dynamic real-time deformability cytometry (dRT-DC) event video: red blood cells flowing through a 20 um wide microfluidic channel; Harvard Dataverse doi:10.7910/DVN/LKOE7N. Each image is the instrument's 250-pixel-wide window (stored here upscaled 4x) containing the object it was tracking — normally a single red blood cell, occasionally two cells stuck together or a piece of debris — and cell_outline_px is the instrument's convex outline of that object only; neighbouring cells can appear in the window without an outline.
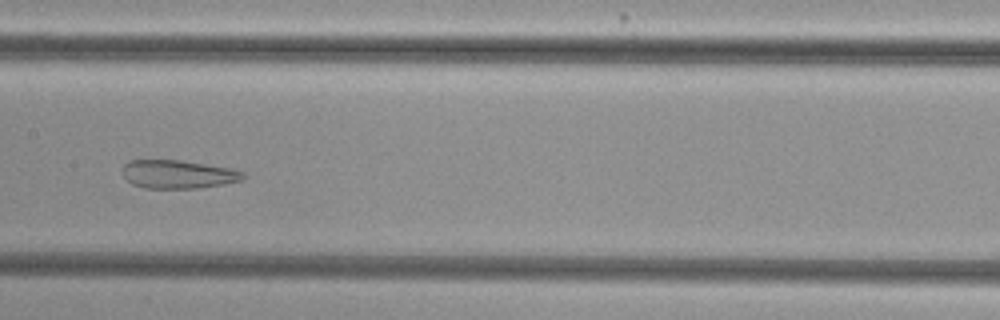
{"species": "common noctule bat (a hibernating species)", "species_latin": "Nyctalus noctula", "temperature_condition": "cold", "stored_images_in_passage": 42, "camera_frame_rate_fps": 3000, "um_per_image_px": 0.085, "animal": {"sex": "female", "body_mass_g": 29.2, "forearm_length_mm": 56.3}, "frame": {"image": 1, "passage_image": 16, "time_ms": 5.0, "image_size_px": [1000, 320], "cell_outline_px": [[248, 176], [244, 180], [224, 184], [200, 188], [144, 188], [132, 184], [120, 172], [124, 164], [132, 160], [180, 160], [232, 168], [244, 172]], "centroid_in_image_um": [15.17, 14.81], "position_along_channel_um": 192.2, "area_um2": 20.23}}
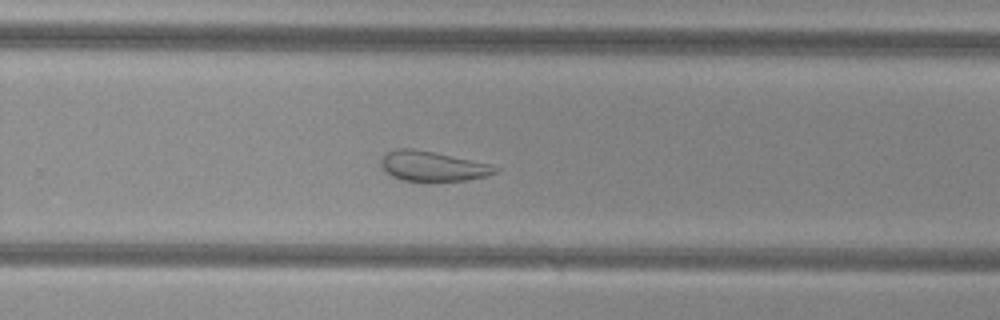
{"frame": {"image": 2, "passage_image": 24, "time_ms": 7.667, "image_size_px": [1000, 320], "cell_outline_px": [[500, 168], [496, 172], [484, 176], [468, 180], [400, 180], [392, 176], [380, 164], [380, 160], [384, 152], [396, 148], [412, 148], [492, 164]], "centroid_in_image_um": [36.74, 14.1], "position_along_channel_um": 293.1, "area_um2": 19.65}}
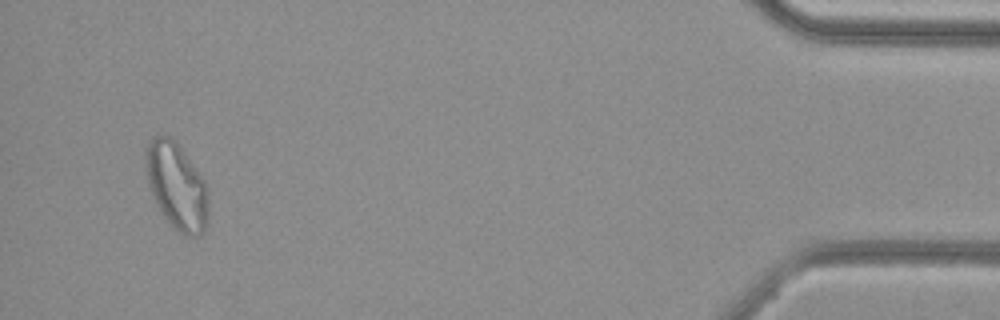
{"frame": {"image": 3, "passage_image": 40, "time_ms": 13.0, "image_size_px": [1000, 320], "cell_outline_px": [[208, 220], [204, 232], [200, 236], [184, 236], [160, 212], [152, 196], [148, 184], [144, 164], [144, 152], [148, 144], [156, 136], [172, 136], [184, 152], [204, 180], [208, 192]], "centroid_in_image_um": [15.01, 15.82], "position_along_channel_um": 420.2, "area_um2": 31.79}, "authors_computed_cell_mechanics": {"area_um2": 26.0389, "velocity_mm_per_s": 3.7836, "shape_relaxation_time_tau1_ms": null, "shape_relaxation_time_tau2_ms": 1.8324, "deformation_change_tau1": null, "deformation_change_tau2": 0.0948}}